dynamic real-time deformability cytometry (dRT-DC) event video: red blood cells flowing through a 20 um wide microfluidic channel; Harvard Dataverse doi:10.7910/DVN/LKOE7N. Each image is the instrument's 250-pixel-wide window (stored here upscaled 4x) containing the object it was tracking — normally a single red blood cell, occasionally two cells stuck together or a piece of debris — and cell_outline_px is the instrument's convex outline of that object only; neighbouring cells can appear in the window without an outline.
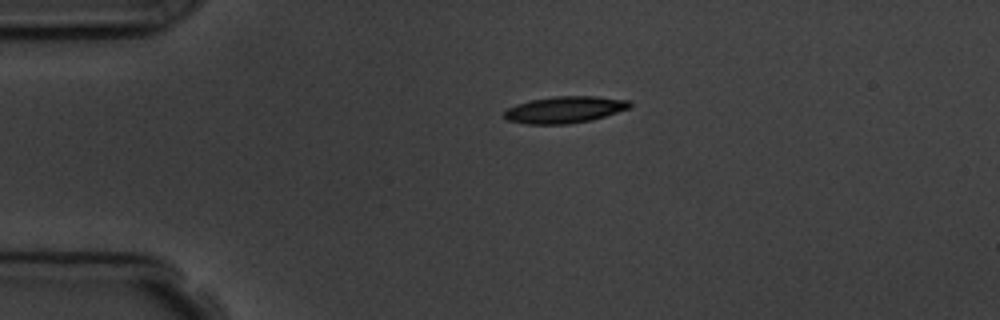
{"species": "common noctule bat (a hibernating species)", "species_latin": "Nyctalus noctula", "temperature_condition": "room temperature", "stored_images_in_passage": 3, "camera_frame_rate_fps": 3000, "um_per_image_px": 0.085, "animal": {"sex": "male", "body_mass_g": 19.5, "forearm_length_mm": 54.6}, "frame": {"image": 1, "passage_image": 1, "time_ms": 0.0, "image_size_px": [1000, 320], "cell_outline_px": [[632, 108], [592, 120], [568, 124], [528, 124], [508, 120], [504, 116], [504, 112], [508, 108], [516, 104], [532, 100], [556, 96], [596, 96], [632, 100]], "centroid_in_image_um": [48.08, 9.32], "position_along_channel_um": 36.9, "area_um2": 19.65}}
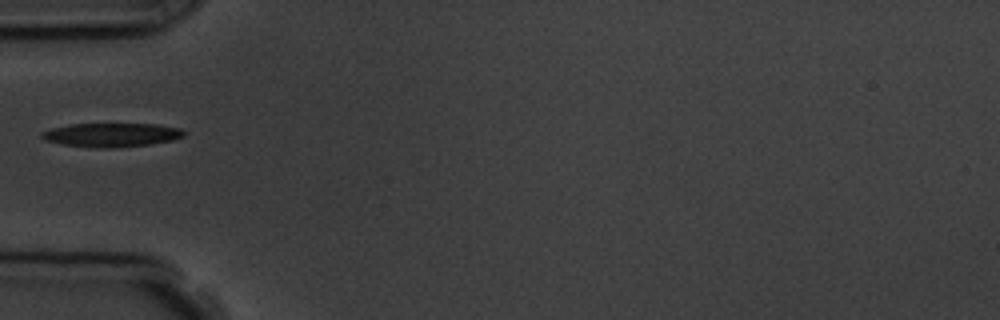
{"frame": {"image": 2, "passage_image": 3, "time_ms": 2.0, "image_size_px": [1000, 320], "cell_outline_px": [[184, 136], [172, 140], [148, 144], [112, 148], [96, 148], [64, 144], [44, 140], [40, 136], [40, 132], [52, 128], [68, 124], [156, 124], [180, 128], [184, 132]], "centroid_in_image_um": [9.44, 11.46], "position_along_channel_um": 75.6, "area_um2": 19.65}}